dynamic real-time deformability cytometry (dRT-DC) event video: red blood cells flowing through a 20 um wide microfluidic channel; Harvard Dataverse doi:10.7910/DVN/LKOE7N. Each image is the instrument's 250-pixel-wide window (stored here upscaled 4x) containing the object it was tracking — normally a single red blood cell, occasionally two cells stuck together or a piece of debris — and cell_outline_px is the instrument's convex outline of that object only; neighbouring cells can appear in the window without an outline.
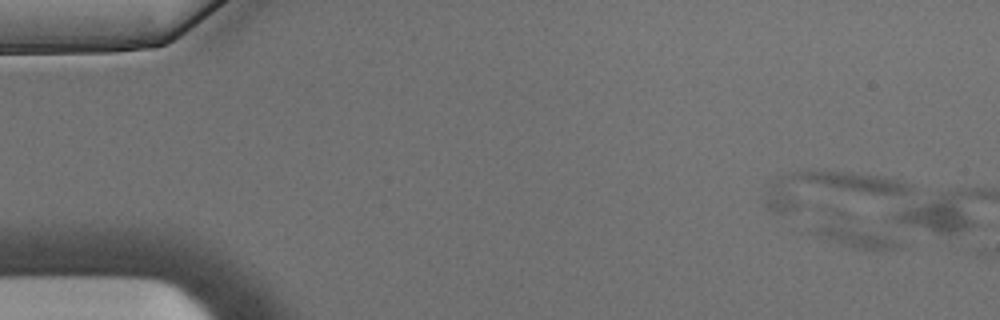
{"species": "Egyptian fruit bat (a non-hibernating species)", "species_latin": "Rousettus aegyptiacus", "temperature_condition": "warm", "stored_images_in_passage": 3, "camera_frame_rate_fps": 3000, "um_per_image_px": 0.085, "animal": {"sex": "male"}, "frame": {"image": 1, "passage_image": 1, "time_ms": 0.0, "image_size_px": [1000, 320], "cell_outline_px": [[904, 244], [900, 248], [880, 252], [876, 252], [844, 248], [824, 240], [808, 232], [820, 208], [836, 208], [848, 212]], "centroid_in_image_um": [72.32, 19.71], "position_along_channel_um": 12.7, "area_um2": 17.28}}